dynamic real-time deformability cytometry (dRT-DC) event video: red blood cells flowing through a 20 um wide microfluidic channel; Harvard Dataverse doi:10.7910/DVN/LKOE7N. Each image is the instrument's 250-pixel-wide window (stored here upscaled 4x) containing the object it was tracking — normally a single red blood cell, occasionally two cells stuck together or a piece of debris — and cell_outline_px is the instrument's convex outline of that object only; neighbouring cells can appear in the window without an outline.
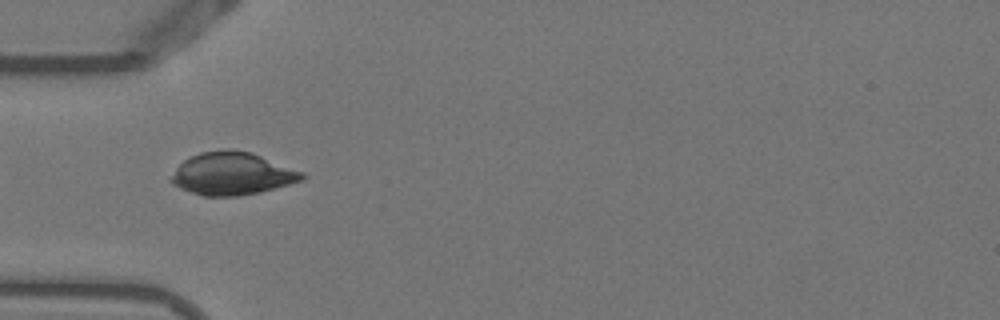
{"species": "Egyptian fruit bat (a non-hibernating species)", "species_latin": "Rousettus aegyptiacus", "temperature_condition": "warm", "stored_images_in_passage": 52, "camera_frame_rate_fps": 3000, "um_per_image_px": 0.085, "animal": {"sex": "female"}, "frame": {"image": 1, "passage_image": 16, "time_ms": 5.0, "image_size_px": [1000, 320], "cell_outline_px": [[308, 176], [300, 180], [288, 184], [260, 192], [236, 196], [204, 196], [180, 188], [172, 184], [168, 180], [176, 168], [184, 160], [200, 152], [228, 148], [232, 148], [252, 152], [304, 172]], "centroid_in_image_um": [19.73, 14.74], "position_along_channel_um": 65.3, "area_um2": 32.6}}
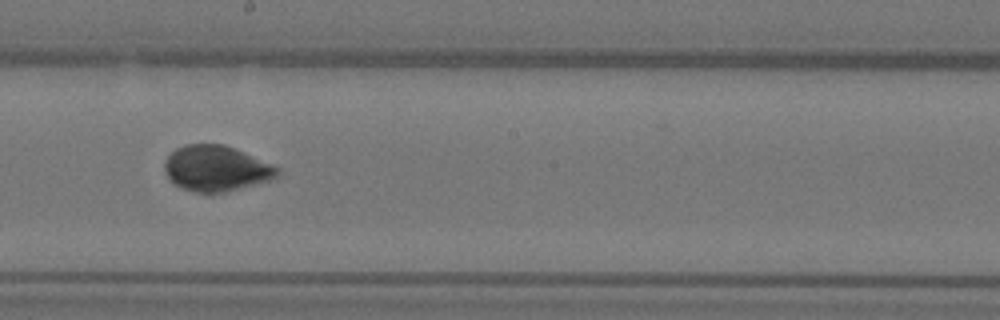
{"frame": {"image": 2, "passage_image": 29, "time_ms": 9.333, "image_size_px": [1000, 320], "cell_outline_px": [[280, 172], [272, 180], [212, 196], [180, 188], [168, 176], [164, 168], [164, 160], [176, 148], [184, 144], [224, 144], [272, 164], [280, 168]], "centroid_in_image_um": [18.38, 14.35], "position_along_channel_um": 229.8, "area_um2": 30.4}}
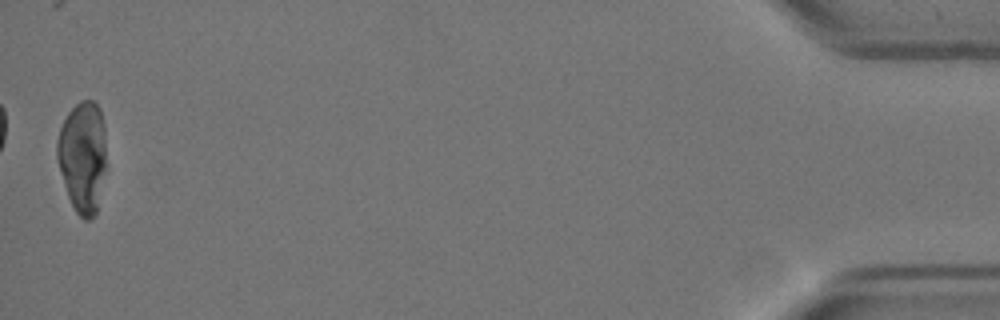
{"frame": {"image": 3, "passage_image": 52, "time_ms": 17.0, "image_size_px": [1000, 320], "cell_outline_px": [[104, 168], [96, 212], [88, 220], [84, 220], [76, 212], [68, 196], [60, 172], [56, 156], [56, 140], [60, 128], [68, 112], [80, 100], [92, 100], [100, 108], [104, 124]], "centroid_in_image_um": [6.99, 13.28], "position_along_channel_um": 428.2, "area_um2": 31.44}}